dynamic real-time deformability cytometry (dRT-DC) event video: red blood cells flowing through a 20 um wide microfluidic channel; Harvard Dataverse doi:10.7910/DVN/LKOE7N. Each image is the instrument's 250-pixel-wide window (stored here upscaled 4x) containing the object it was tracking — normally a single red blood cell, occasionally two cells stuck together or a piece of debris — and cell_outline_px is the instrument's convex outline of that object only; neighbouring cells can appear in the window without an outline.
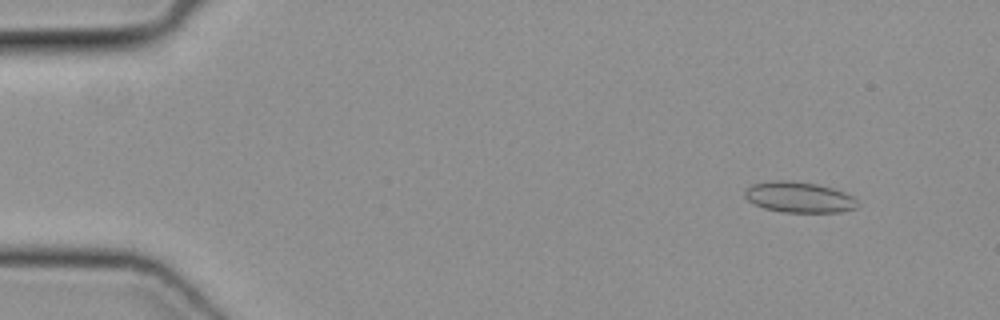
{"species": "common noctule bat (a hibernating species)", "species_latin": "Nyctalus noctula", "temperature_condition": "cold", "stored_images_in_passage": 48, "camera_frame_rate_fps": 3000, "um_per_image_px": 0.085, "animal": {"sex": "female", "body_mass_g": 19.3, "forearm_length_mm": 54.1}, "frame": {"image": 1, "passage_image": 3, "time_ms": 0.667, "image_size_px": [1000, 320], "cell_outline_px": [[860, 204], [856, 208], [840, 212], [784, 212], [764, 208], [752, 204], [744, 196], [744, 192], [752, 184], [776, 180], [784, 180], [816, 184], [832, 188], [852, 196]], "centroid_in_image_um": [67.9, 16.77], "position_along_channel_um": 17.1, "area_um2": 20.06}}
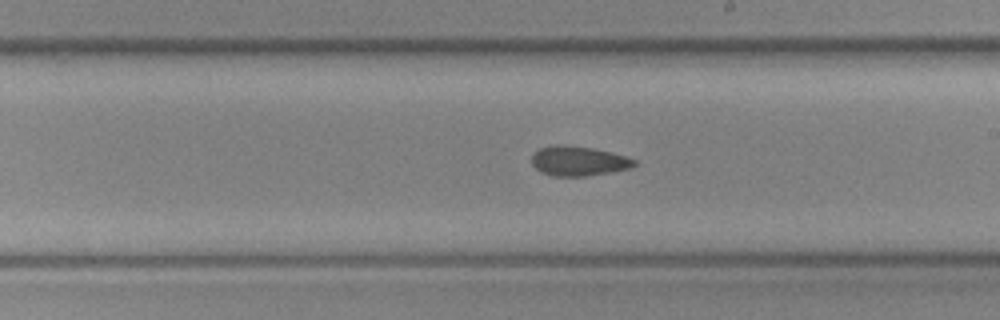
{"frame": {"image": 2, "passage_image": 27, "time_ms": 8.667, "image_size_px": [1000, 320], "cell_outline_px": [[636, 164], [632, 168], [616, 172], [588, 176], [552, 176], [540, 172], [532, 164], [532, 156], [540, 148], [556, 144], [564, 144], [592, 148], [624, 156], [636, 160]], "centroid_in_image_um": [49.18, 13.7], "position_along_channel_um": 239.8, "area_um2": 17.86}}
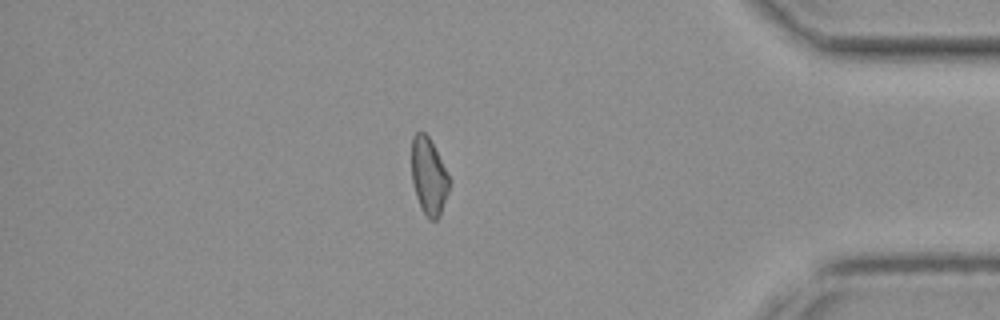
{"frame": {"image": 3, "passage_image": 41, "time_ms": 13.333, "image_size_px": [1000, 320], "cell_outline_px": [[452, 180], [440, 216], [436, 220], [428, 220], [416, 196], [412, 184], [412, 136], [416, 132], [424, 132], [428, 136], [448, 172]], "centroid_in_image_um": [36.46, 14.99], "position_along_channel_um": 398.7, "area_um2": 16.99}}